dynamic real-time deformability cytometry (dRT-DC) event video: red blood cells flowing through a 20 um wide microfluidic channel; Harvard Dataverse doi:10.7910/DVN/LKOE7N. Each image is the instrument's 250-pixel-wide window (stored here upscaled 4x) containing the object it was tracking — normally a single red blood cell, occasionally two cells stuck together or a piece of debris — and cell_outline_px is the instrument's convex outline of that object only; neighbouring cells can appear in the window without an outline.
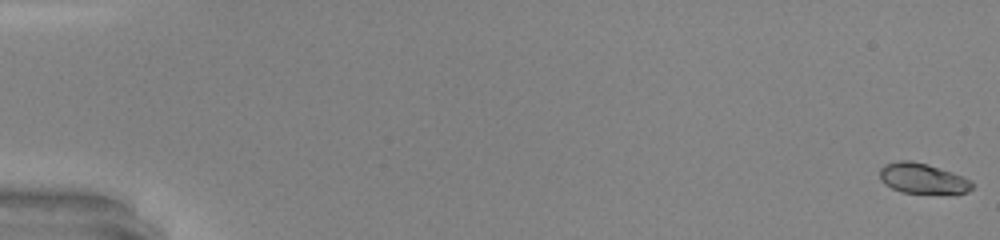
{"species": "common noctule bat (a hibernating species)", "species_latin": "Nyctalus noctula", "temperature_condition": "warm", "stored_images_in_passage": 49, "camera_frame_rate_fps": 3000, "um_per_image_px": 0.085, "animal": {"sex": "male", "body_mass_g": 20.0, "forearm_length_mm": 53.3}, "frame": {"image": 1, "passage_image": 1, "time_ms": 0.0, "image_size_px": [1000, 240], "cell_outline_px": [[972, 188], [968, 192], [956, 196], [900, 192], [884, 184], [880, 180], [880, 168], [884, 164], [900, 160], [908, 160], [928, 164], [952, 172], [972, 180]], "centroid_in_image_um": [78.47, 15.21], "position_along_channel_um": 6.5, "area_um2": 17.05}}
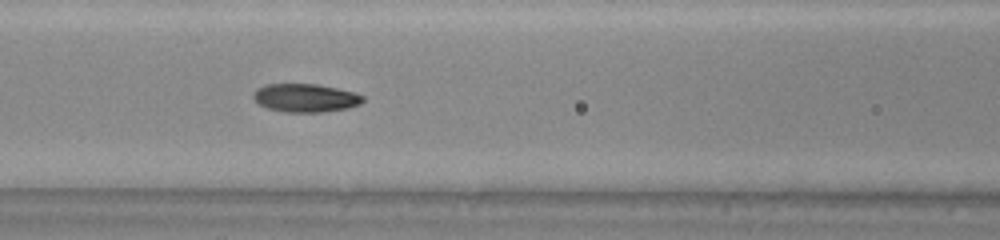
{"frame": {"image": 2, "passage_image": 23, "time_ms": 7.333, "image_size_px": [1000, 240], "cell_outline_px": [[364, 100], [360, 104], [348, 108], [324, 112], [284, 112], [268, 108], [260, 104], [252, 96], [256, 88], [264, 84], [316, 84], [356, 92], [364, 96]], "centroid_in_image_um": [25.98, 8.32], "position_along_channel_um": 140.6, "area_um2": 18.15}}
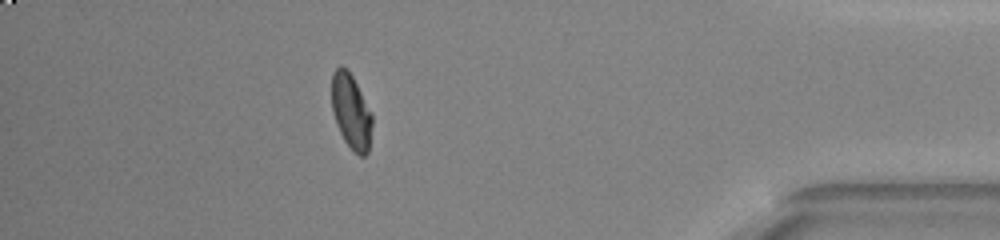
{"frame": {"image": 3, "passage_image": 44, "time_ms": 14.333, "image_size_px": [1000, 240], "cell_outline_px": [[372, 124], [368, 152], [364, 156], [360, 156], [352, 152], [344, 140], [336, 124], [332, 112], [332, 72], [340, 64], [348, 68], [372, 112]], "centroid_in_image_um": [29.84, 9.47], "position_along_channel_um": 405.4, "area_um2": 17.98}, "authors_computed_cell_mechanics": {"area_um2": 17.7446, "velocity_mm_per_s": 4.3557, "shape_relaxation_time_tau1_ms": 2.5929, "shape_relaxation_time_tau2_ms": 1.1887, "deformation_change_tau1": 0.166, "deformation_change_tau2": 0.0574}}